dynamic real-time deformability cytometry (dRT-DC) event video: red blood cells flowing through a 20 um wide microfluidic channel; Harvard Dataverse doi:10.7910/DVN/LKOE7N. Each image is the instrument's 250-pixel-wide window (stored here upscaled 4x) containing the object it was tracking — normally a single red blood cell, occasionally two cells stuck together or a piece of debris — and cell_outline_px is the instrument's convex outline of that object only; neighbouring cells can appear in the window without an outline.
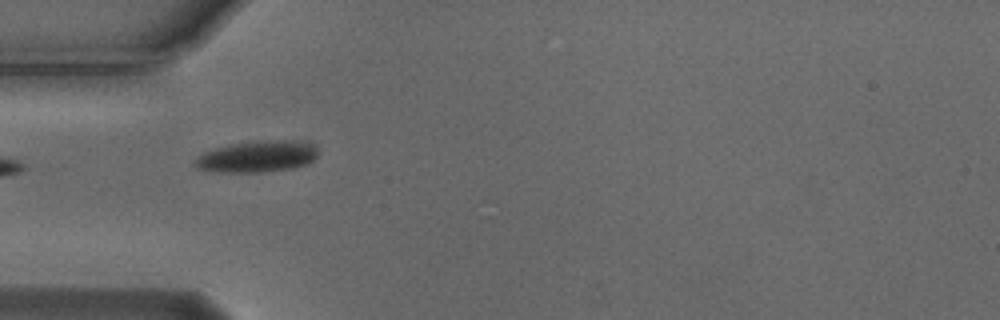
{"species": "Egyptian fruit bat (a non-hibernating species)", "species_latin": "Rousettus aegyptiacus", "temperature_condition": "cold", "stored_images_in_passage": 21, "camera_frame_rate_fps": 3000, "um_per_image_px": 0.085, "animal": {"sex": "male"}, "frame": {"image": 1, "passage_image": 1, "time_ms": 0.0, "image_size_px": [1000, 320], "cell_outline_px": [[316, 156], [312, 160], [304, 164], [288, 168], [260, 172], [220, 172], [196, 168], [196, 160], [204, 152], [216, 148], [232, 144], [264, 140], [292, 140], [312, 144], [316, 148]], "centroid_in_image_um": [21.85, 13.29], "position_along_channel_um": 63.1, "area_um2": 21.91}}
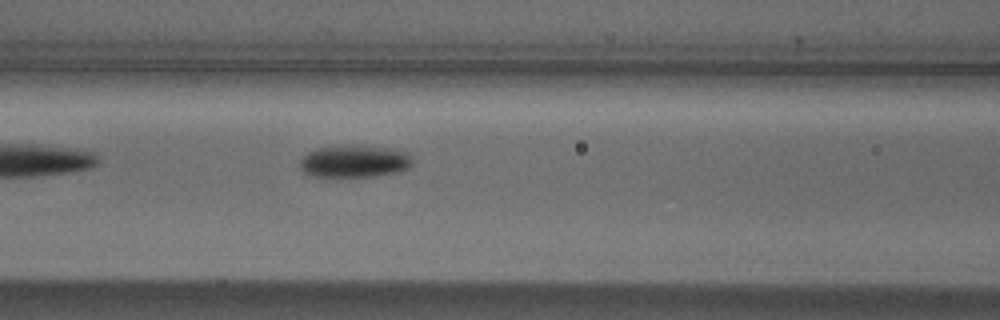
{"frame": {"image": 2, "passage_image": 7, "time_ms": 2.0, "image_size_px": [1000, 320], "cell_outline_px": [[412, 164], [408, 168], [396, 172], [372, 176], [308, 176], [300, 168], [300, 160], [308, 152], [316, 148], [348, 144], [364, 144], [388, 148], [408, 152], [412, 160]], "centroid_in_image_um": [30.11, 13.68], "position_along_channel_um": 136.5, "area_um2": 21.44}}
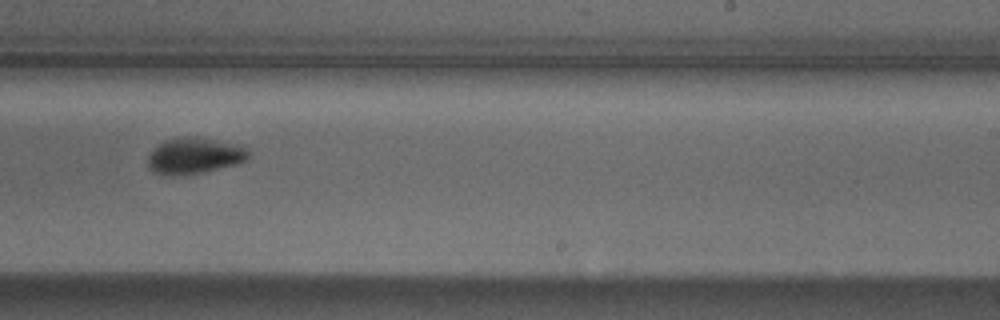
{"frame": {"image": 3, "passage_image": 18, "time_ms": 5.667, "image_size_px": [1000, 320], "cell_outline_px": [[248, 160], [236, 164], [204, 172], [172, 176], [152, 172], [148, 168], [148, 156], [164, 140], [180, 136], [196, 136], [236, 144], [244, 148], [248, 152]], "centroid_in_image_um": [16.5, 13.24], "position_along_channel_um": 272.5, "area_um2": 21.15}}